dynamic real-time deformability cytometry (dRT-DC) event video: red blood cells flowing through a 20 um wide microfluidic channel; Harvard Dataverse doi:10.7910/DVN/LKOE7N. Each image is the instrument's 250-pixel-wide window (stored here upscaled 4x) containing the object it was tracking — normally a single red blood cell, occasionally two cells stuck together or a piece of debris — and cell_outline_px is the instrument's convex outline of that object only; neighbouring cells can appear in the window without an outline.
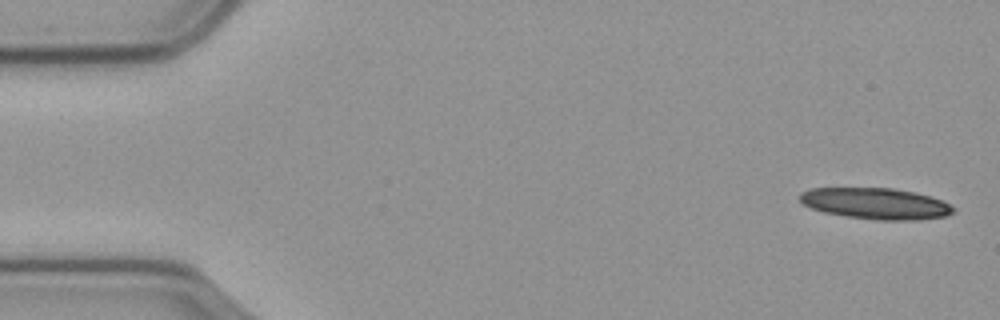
{"species": "common noctule bat (a hibernating species)", "species_latin": "Nyctalus noctula", "temperature_condition": "cold", "stored_images_in_passage": 3, "camera_frame_rate_fps": 3000, "um_per_image_px": 0.085, "animal": {"sex": "male", "body_mass_g": 23.1, "forearm_length_mm": 52.7}, "frame": {"image": 1, "passage_image": 1, "time_ms": 0.0, "image_size_px": [1000, 320], "cell_outline_px": [[956, 208], [952, 212], [944, 216], [916, 220], [880, 220], [848, 216], [824, 212], [812, 208], [804, 204], [800, 200], [800, 192], [808, 188], [892, 188], [916, 192], [940, 200]], "centroid_in_image_um": [74.41, 17.29], "position_along_channel_um": 10.6, "area_um2": 27.63}}